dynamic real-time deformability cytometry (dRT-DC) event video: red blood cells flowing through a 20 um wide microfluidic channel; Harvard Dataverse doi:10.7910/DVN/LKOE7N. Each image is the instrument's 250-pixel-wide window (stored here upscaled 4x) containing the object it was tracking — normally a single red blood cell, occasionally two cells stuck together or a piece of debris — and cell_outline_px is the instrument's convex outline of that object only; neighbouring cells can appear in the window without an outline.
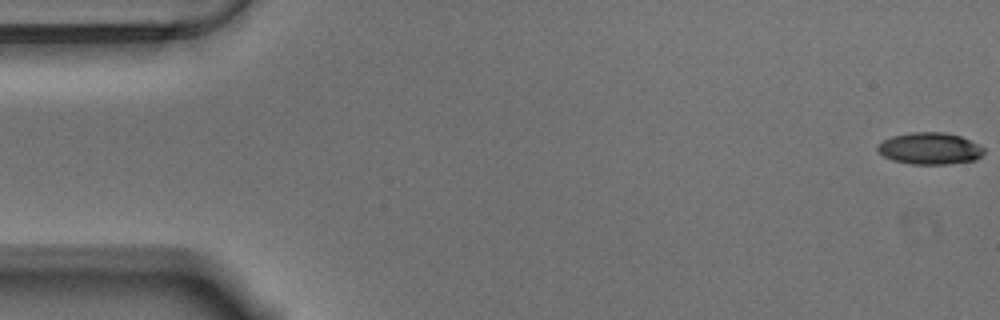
{"species": "Egyptian fruit bat (a non-hibernating species)", "species_latin": "Rousettus aegyptiacus", "temperature_condition": "warm", "stored_images_in_passage": 57, "camera_frame_rate_fps": 3000, "um_per_image_px": 0.085, "animal": {"sex": "male"}, "frame": {"image": 1, "passage_image": 1, "time_ms": 0.0, "image_size_px": [1000, 320], "cell_outline_px": [[984, 152], [976, 160], [948, 164], [912, 164], [892, 160], [884, 156], [876, 148], [884, 140], [892, 136], [912, 132], [944, 132], [960, 136], [984, 148]], "centroid_in_image_um": [79.04, 12.62], "position_along_channel_um": 6.0, "area_um2": 19.48}}
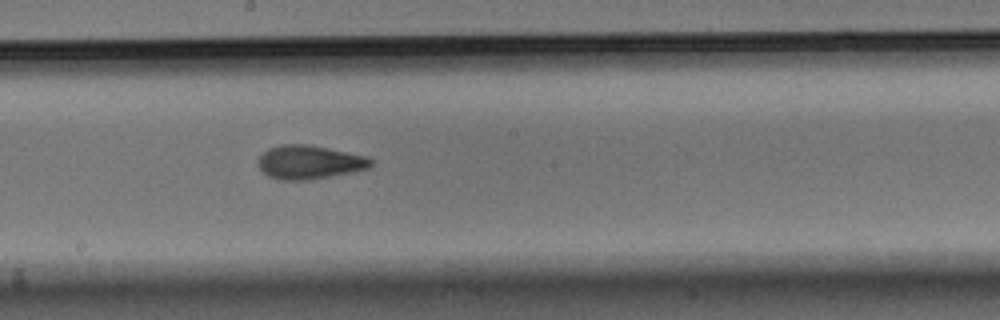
{"frame": {"image": 2, "passage_image": 31, "time_ms": 10.0, "image_size_px": [1000, 320], "cell_outline_px": [[372, 164], [368, 168], [352, 172], [308, 180], [284, 180], [268, 176], [256, 164], [260, 156], [268, 148], [284, 144], [304, 144], [328, 148], [368, 156], [372, 160]], "centroid_in_image_um": [26.29, 13.78], "position_along_channel_um": 221.9, "area_um2": 22.02}}
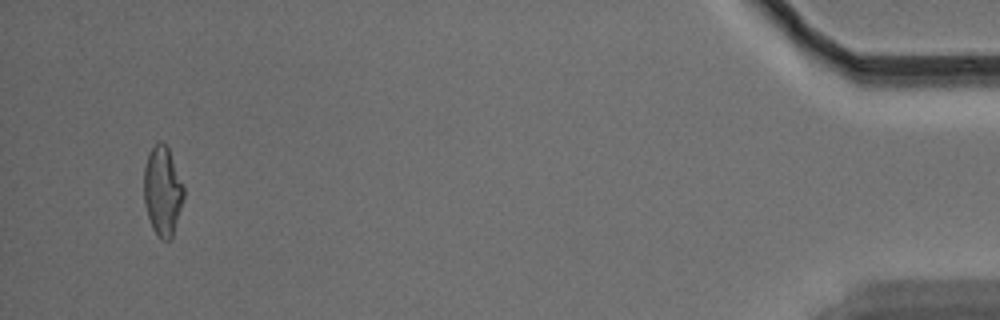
{"frame": {"image": 3, "passage_image": 55, "time_ms": 18.0, "image_size_px": [1000, 320], "cell_outline_px": [[184, 196], [172, 236], [168, 240], [160, 240], [152, 228], [144, 204], [144, 168], [148, 156], [152, 148], [160, 140], [168, 148], [184, 188]], "centroid_in_image_um": [13.8, 16.26], "position_along_channel_um": 421.4, "area_um2": 20.35}, "authors_computed_cell_mechanics": {"area_um2": 20.9814, "velocity_mm_per_s": 3.5247, "shape_relaxation_time_tau1_ms": null, "shape_relaxation_time_tau2_ms": 3.2819, "deformation_change_tau1": null, "deformation_change_tau2": 0.1015}}